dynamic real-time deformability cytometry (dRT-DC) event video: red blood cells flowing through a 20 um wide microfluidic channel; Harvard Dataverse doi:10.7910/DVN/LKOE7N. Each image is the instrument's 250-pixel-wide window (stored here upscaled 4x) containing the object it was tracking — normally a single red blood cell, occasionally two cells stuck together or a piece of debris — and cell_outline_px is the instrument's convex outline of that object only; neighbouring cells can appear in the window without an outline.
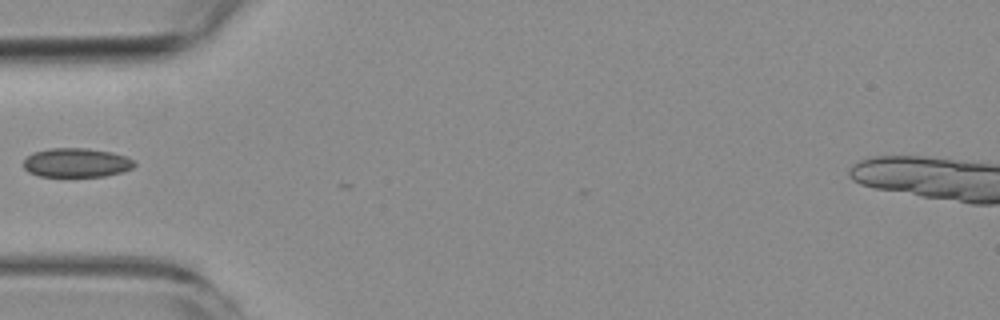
{"species": "common noctule bat (a hibernating species)", "species_latin": "Nyctalus noctula", "temperature_condition": "room temperature", "stored_images_in_passage": 3, "camera_frame_rate_fps": 3000, "um_per_image_px": 0.085, "animal": {"sex": "female", "body_mass_g": 19.3, "forearm_length_mm": 54.1}, "frame": {"image": 1, "passage_image": 3, "time_ms": 2.333, "image_size_px": [1000, 320], "cell_outline_px": [[136, 164], [132, 168], [124, 172], [104, 176], [40, 176], [28, 172], [24, 168], [24, 160], [32, 152], [52, 148], [88, 148], [112, 152], [124, 156], [132, 160]], "centroid_in_image_um": [6.49, 13.82], "position_along_channel_um": 78.5, "area_um2": 18.79}}